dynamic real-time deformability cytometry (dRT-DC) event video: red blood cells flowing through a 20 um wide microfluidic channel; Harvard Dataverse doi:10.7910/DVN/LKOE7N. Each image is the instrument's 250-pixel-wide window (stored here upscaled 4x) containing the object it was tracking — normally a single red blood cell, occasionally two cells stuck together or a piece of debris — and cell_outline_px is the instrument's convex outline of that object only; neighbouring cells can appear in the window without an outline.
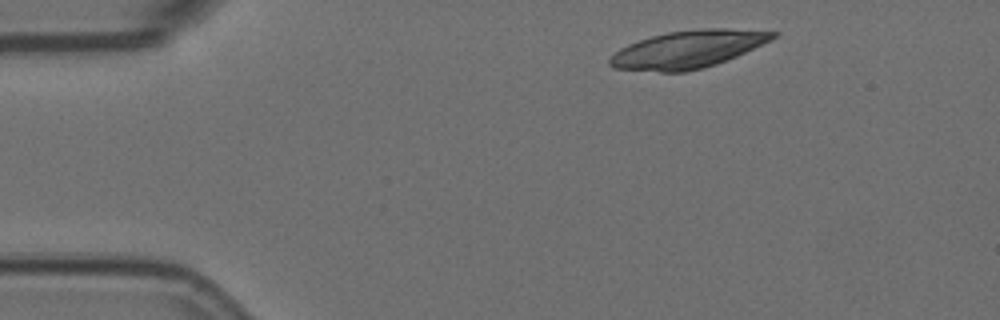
{"species": "Egyptian fruit bat (a non-hibernating species)", "species_latin": "Rousettus aegyptiacus", "temperature_condition": "room temperature", "stored_images_in_passage": 3, "camera_frame_rate_fps": 3000, "um_per_image_px": 0.085, "animal": {"sex": "female"}, "frame": {"image": 1, "passage_image": 1, "time_ms": 0.0, "image_size_px": [1000, 320], "cell_outline_px": [[780, 32], [772, 40], [736, 56], [716, 64], [704, 68], [684, 72], [660, 72], [612, 68], [608, 64], [608, 60], [620, 48], [628, 44], [652, 36], [668, 32], [704, 28], [728, 28]], "centroid_in_image_um": [58.48, 4.19], "position_along_channel_um": 26.5, "area_um2": 35.6}}